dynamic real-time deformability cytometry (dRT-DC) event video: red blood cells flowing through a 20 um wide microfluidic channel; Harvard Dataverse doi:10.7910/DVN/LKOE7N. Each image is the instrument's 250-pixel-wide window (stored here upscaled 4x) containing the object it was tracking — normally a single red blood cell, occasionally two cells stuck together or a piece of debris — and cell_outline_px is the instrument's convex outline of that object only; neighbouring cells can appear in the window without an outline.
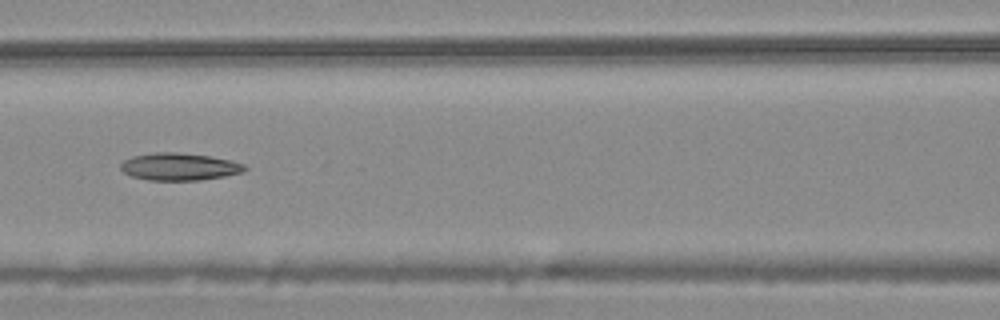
{"species": "common noctule bat (a hibernating species)", "species_latin": "Nyctalus noctula", "temperature_condition": "warm", "stored_images_in_passage": 9, "camera_frame_rate_fps": 3000, "um_per_image_px": 0.085, "animal": {"sex": "male", "body_mass_g": 20.4}, "frame": {"image": 1, "passage_image": 6, "time_ms": 1.667, "image_size_px": [1000, 320], "cell_outline_px": [[248, 168], [244, 172], [224, 176], [200, 180], [148, 180], [132, 176], [124, 172], [120, 168], [120, 164], [124, 160], [132, 156], [156, 152], [176, 152], [208, 156], [232, 160], [244, 164]], "centroid_in_image_um": [15.25, 14.17], "position_along_channel_um": 151.3, "area_um2": 19.77}}
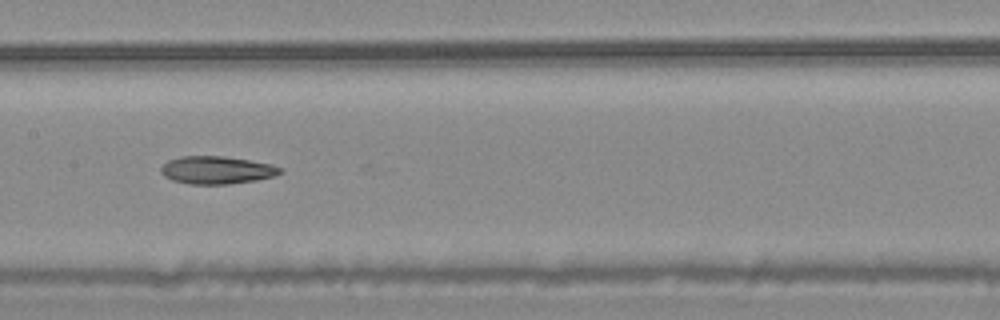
{"frame": {"image": 2, "passage_image": 7, "time_ms": 2.0, "image_size_px": [1000, 320], "cell_outline_px": [[284, 172], [276, 176], [256, 180], [228, 184], [188, 184], [172, 180], [164, 176], [160, 172], [160, 168], [168, 160], [180, 156], [220, 156], [248, 160], [272, 164], [284, 168]], "centroid_in_image_um": [18.45, 14.46], "position_along_channel_um": 189.0, "area_um2": 19.42}}
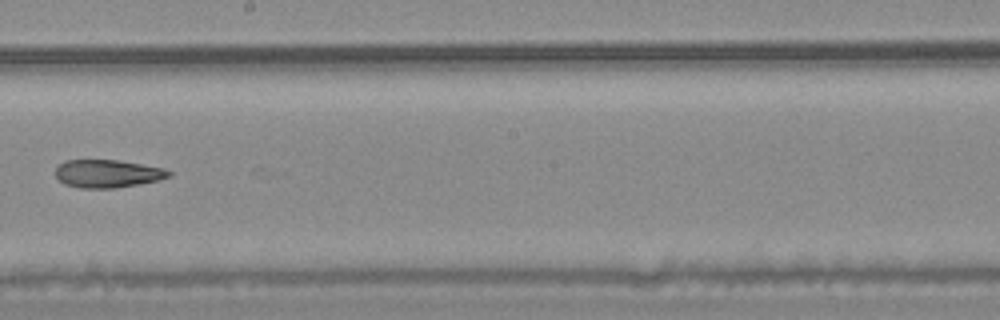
{"frame": {"image": 3, "passage_image": 8, "time_ms": 2.333, "image_size_px": [1000, 320], "cell_outline_px": [[172, 176], [160, 180], [116, 188], [80, 188], [64, 184], [56, 176], [56, 168], [64, 160], [116, 160], [164, 168], [172, 172]], "centroid_in_image_um": [9.16, 14.76], "position_along_channel_um": 239.0, "area_um2": 18.44}}